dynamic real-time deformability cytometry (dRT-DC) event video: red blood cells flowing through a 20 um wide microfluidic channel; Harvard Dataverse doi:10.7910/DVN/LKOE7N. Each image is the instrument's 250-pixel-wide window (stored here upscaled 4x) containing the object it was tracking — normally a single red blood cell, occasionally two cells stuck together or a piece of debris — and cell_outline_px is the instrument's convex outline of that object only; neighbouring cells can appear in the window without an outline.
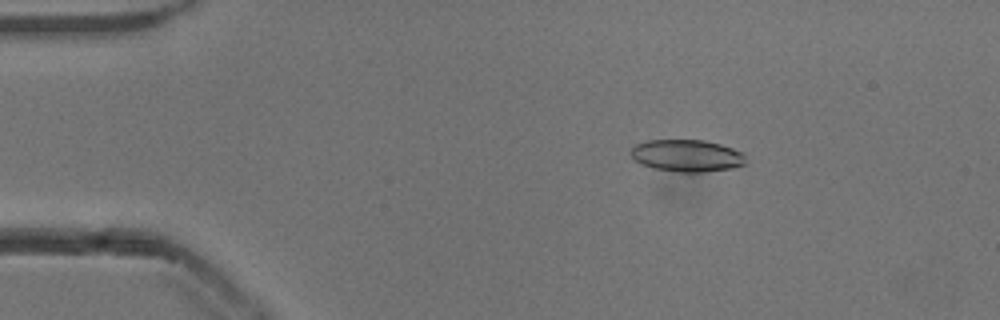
{"species": "common noctule bat (a hibernating species)", "species_latin": "Nyctalus noctula", "temperature_condition": "cold", "stored_images_in_passage": 52, "camera_frame_rate_fps": 3000, "um_per_image_px": 0.085, "animal": {"sex": "male", "body_mass_g": 13.3}, "frame": {"image": 1, "passage_image": 8, "time_ms": 2.333, "image_size_px": [1000, 320], "cell_outline_px": [[744, 164], [732, 168], [704, 172], [676, 172], [656, 168], [640, 164], [632, 156], [632, 148], [636, 144], [648, 140], [704, 140], [720, 144], [744, 152]], "centroid_in_image_um": [58.4, 13.23], "position_along_channel_um": 26.6, "area_um2": 21.33}}
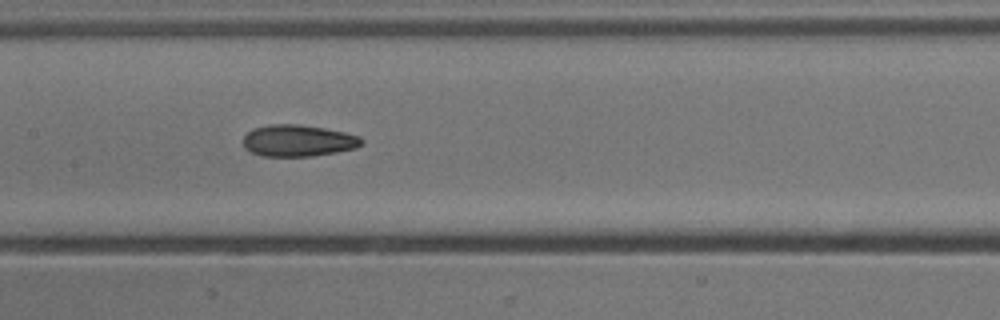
{"frame": {"image": 2, "passage_image": 25, "time_ms": 8.0, "image_size_px": [1000, 320], "cell_outline_px": [[364, 144], [356, 148], [336, 152], [312, 156], [264, 156], [252, 152], [244, 148], [244, 136], [252, 128], [268, 124], [300, 124], [324, 128], [344, 132], [360, 136], [364, 140]], "centroid_in_image_um": [25.36, 11.95], "position_along_channel_um": 182.0, "area_um2": 21.96}}
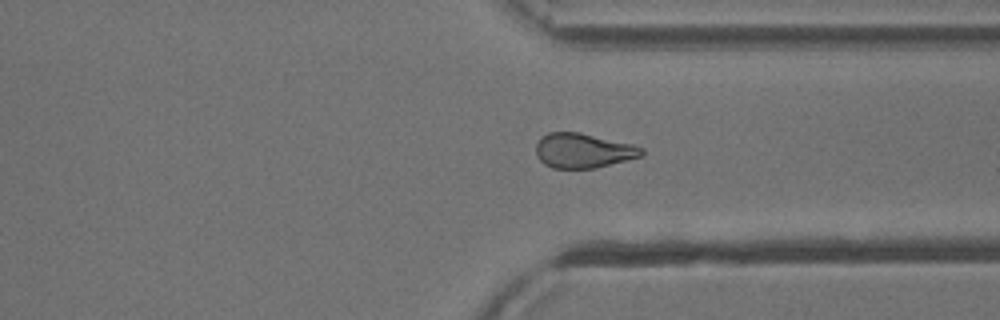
{"frame": {"image": 3, "passage_image": 39, "time_ms": 12.667, "image_size_px": [1000, 320], "cell_outline_px": [[644, 156], [596, 168], [552, 168], [544, 164], [536, 156], [536, 144], [548, 132], [580, 132], [632, 144], [644, 148]], "centroid_in_image_um": [49.6, 12.81], "position_along_channel_um": 361.8, "area_um2": 21.44}, "authors_computed_cell_mechanics": {"area_um2": 21.7906, "velocity_mm_per_s": 3.8615, "shape_relaxation_time_tau1_ms": 9.3573, "shape_relaxation_time_tau2_ms": 4.2373, "deformation_change_tau1": 0.1947, "deformation_change_tau2": 0.1178}}